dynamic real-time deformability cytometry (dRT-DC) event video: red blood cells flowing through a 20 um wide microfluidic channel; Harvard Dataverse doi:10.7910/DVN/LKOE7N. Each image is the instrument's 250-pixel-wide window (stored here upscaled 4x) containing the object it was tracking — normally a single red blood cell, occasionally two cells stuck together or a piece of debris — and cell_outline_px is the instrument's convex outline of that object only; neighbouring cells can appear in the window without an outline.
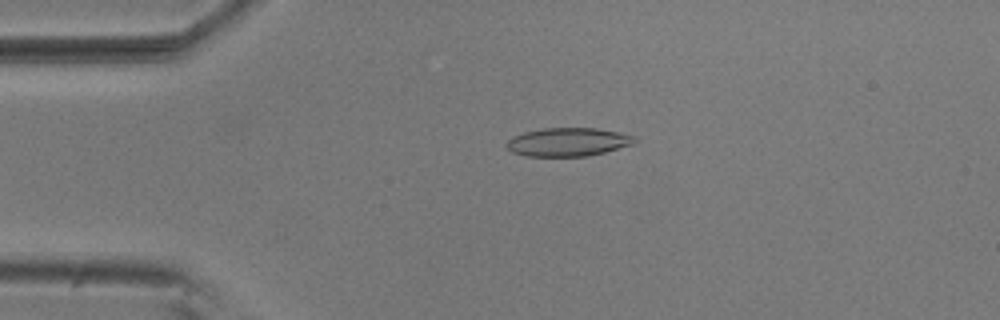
{"species": "common noctule bat (a hibernating species)", "species_latin": "Nyctalus noctula", "temperature_condition": "room temperature", "stored_images_in_passage": 34, "camera_frame_rate_fps": 3000, "um_per_image_px": 0.085, "animal": {"sex": "male", "body_mass_g": 20.5, "forearm_length_mm": 52.5}, "frame": {"image": 1, "passage_image": 4, "time_ms": 1.0, "image_size_px": [1000, 320], "cell_outline_px": [[636, 140], [632, 144], [604, 152], [588, 156], [524, 156], [512, 152], [504, 144], [512, 136], [524, 132], [544, 128], [596, 128], [636, 136]], "centroid_in_image_um": [48.23, 12.07], "position_along_channel_um": 36.8, "area_um2": 21.15}}
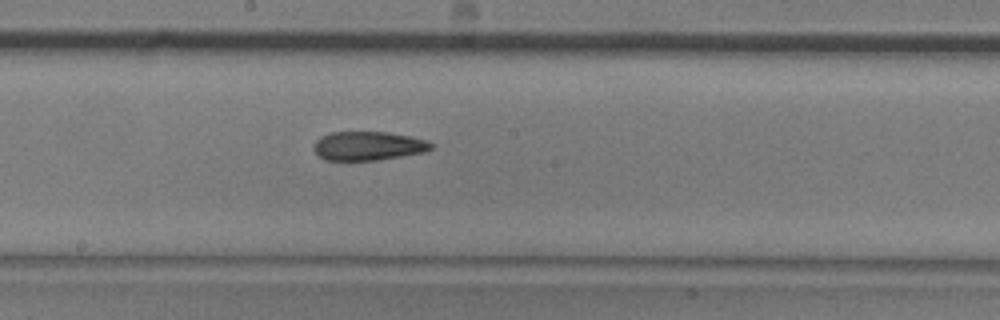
{"frame": {"image": 2, "passage_image": 21, "time_ms": 6.667, "image_size_px": [1000, 320], "cell_outline_px": [[436, 144], [432, 148], [424, 152], [376, 160], [324, 160], [316, 156], [312, 148], [316, 140], [320, 136], [332, 132], [388, 132], [412, 136]], "centroid_in_image_um": [31.25, 12.4], "position_along_channel_um": 216.9, "area_um2": 19.94}}
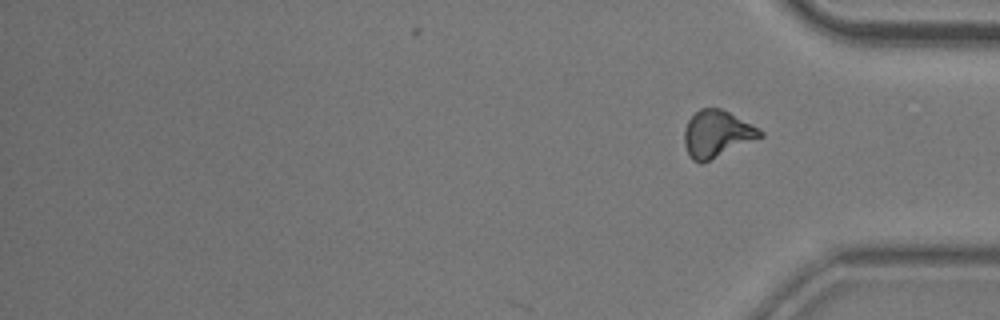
{"frame": {"image": 3, "passage_image": 34, "time_ms": 11.0, "image_size_px": [1000, 320], "cell_outline_px": [[764, 136], [700, 164], [692, 160], [688, 156], [684, 144], [684, 128], [688, 120], [700, 108], [720, 108], [752, 124], [764, 132]], "centroid_in_image_um": [60.91, 11.39], "position_along_channel_um": 374.3, "area_um2": 20.63}, "authors_computed_cell_mechanics": {"area_um2": 20.6635, "velocity_mm_per_s": 3.721, "shape_relaxation_time_tau1_ms": 9.6884, "shape_relaxation_time_tau2_ms": 4.9993, "deformation_change_tau1": 0.2187, "deformation_change_tau2": 0.1386}}